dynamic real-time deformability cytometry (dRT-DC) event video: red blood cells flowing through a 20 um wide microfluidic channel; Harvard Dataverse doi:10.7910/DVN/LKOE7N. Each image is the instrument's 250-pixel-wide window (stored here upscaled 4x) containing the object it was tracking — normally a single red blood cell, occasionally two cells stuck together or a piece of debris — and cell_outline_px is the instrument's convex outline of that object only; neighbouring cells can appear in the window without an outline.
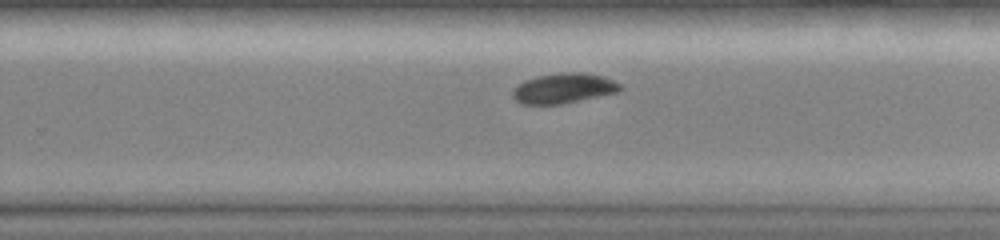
{"species": "common noctule bat (a hibernating species)", "species_latin": "Nyctalus noctula", "temperature_condition": "room temperature", "stored_images_in_passage": 31, "camera_frame_rate_fps": 3000, "um_per_image_px": 0.085, "animal": {"sex": "female", "body_mass_g": 19.0, "forearm_length_mm": 51.5}, "frame": {"image": 1, "passage_image": 19, "time_ms": 6.0, "image_size_px": [1000, 240], "cell_outline_px": [[624, 88], [616, 92], [560, 104], [520, 104], [512, 96], [512, 92], [524, 80], [536, 76], [564, 72], [584, 72], [604, 76], [620, 84]], "centroid_in_image_um": [47.9, 7.49], "position_along_channel_um": 281.9, "area_um2": 18.67}}
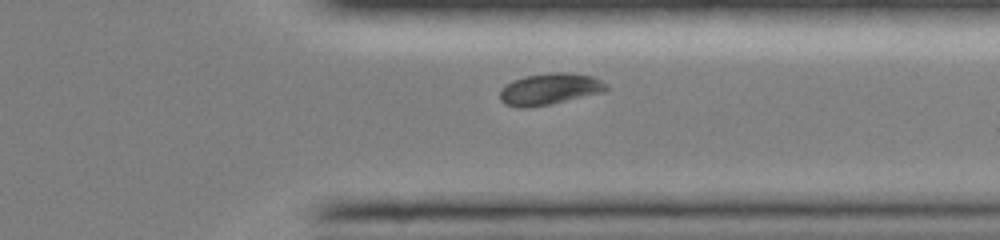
{"frame": {"image": 2, "passage_image": 25, "time_ms": 8.0, "image_size_px": [1000, 240], "cell_outline_px": [[608, 88], [604, 92], [548, 104], [524, 108], [516, 108], [504, 104], [500, 100], [500, 88], [512, 80], [524, 76], [548, 72], [568, 72], [592, 76], [608, 84]], "centroid_in_image_um": [46.68, 7.56], "position_along_channel_um": 364.7, "area_um2": 19.65}}
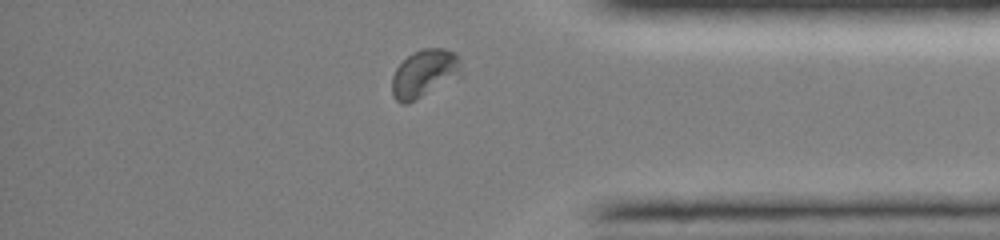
{"frame": {"image": 3, "passage_image": 28, "time_ms": 9.0, "image_size_px": [1000, 240], "cell_outline_px": [[464, 76], [408, 104], [400, 104], [392, 96], [392, 76], [396, 68], [412, 52], [420, 48], [444, 48], [452, 52], [460, 60]], "centroid_in_image_um": [36.1, 6.27], "position_along_channel_um": 399.1, "area_um2": 19.88}, "authors_computed_cell_mechanics": {"area_um2": 19.2474, "velocity_mm_per_s": 4.0788, "shape_relaxation_time_tau1_ms": 2.3753, "shape_relaxation_time_tau2_ms": null, "deformation_change_tau1": 0.1064, "deformation_change_tau2": null}}